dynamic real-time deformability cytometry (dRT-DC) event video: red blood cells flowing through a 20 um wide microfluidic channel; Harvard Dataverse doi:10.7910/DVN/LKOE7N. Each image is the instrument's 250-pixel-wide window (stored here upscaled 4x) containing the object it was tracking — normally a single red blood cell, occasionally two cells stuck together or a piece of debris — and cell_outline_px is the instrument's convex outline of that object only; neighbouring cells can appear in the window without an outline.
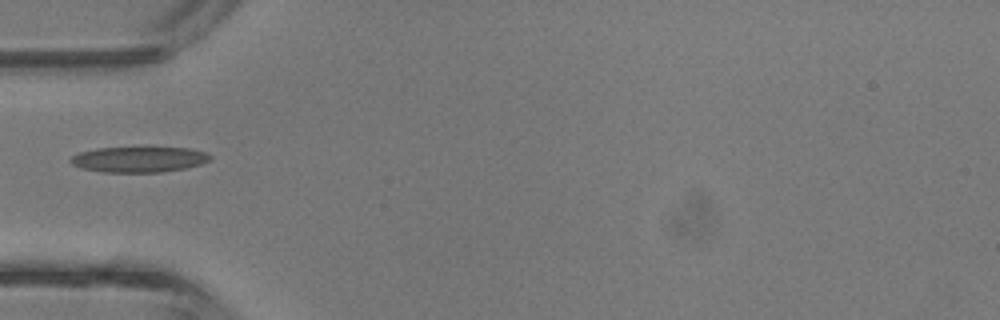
{"species": "common noctule bat (a hibernating species)", "species_latin": "Nyctalus noctula", "temperature_condition": "room temperature", "stored_images_in_passage": 5, "camera_frame_rate_fps": 3000, "um_per_image_px": 0.085, "animal": {"sex": "male", "body_mass_g": 13.3}, "frame": {"image": 1, "passage_image": 5, "time_ms": 1.333, "image_size_px": [1000, 320], "cell_outline_px": [[212, 156], [208, 160], [200, 164], [184, 168], [160, 172], [104, 172], [80, 168], [72, 164], [68, 160], [72, 156], [80, 152], [96, 148], [188, 148], [204, 152]], "centroid_in_image_um": [11.75, 13.55], "position_along_channel_um": 73.2, "area_um2": 20.52}}